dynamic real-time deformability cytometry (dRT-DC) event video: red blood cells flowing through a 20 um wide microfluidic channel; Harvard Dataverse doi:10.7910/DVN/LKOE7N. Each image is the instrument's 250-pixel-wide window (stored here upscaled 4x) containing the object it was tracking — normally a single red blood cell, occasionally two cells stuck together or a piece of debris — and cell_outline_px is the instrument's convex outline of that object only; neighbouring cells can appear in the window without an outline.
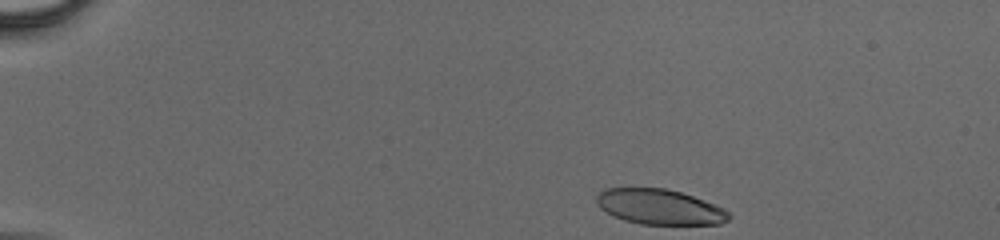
{"species": "human", "species_latin": "Homo sapiens", "temperature_condition": "cold", "stored_images_in_passage": 47, "camera_frame_rate_fps": 3000, "um_per_image_px": 0.085, "donor": {"sex": "male"}, "frame": {"image": 1, "passage_image": 1, "time_ms": 0.0, "image_size_px": [1000, 240], "cell_outline_px": [[732, 216], [728, 220], [720, 224], [640, 224], [624, 220], [612, 216], [600, 208], [596, 204], [596, 196], [604, 188], [668, 188], [704, 200], [724, 208]], "centroid_in_image_um": [56.05, 17.58], "position_along_channel_um": 29.0, "area_um2": 27.28}}
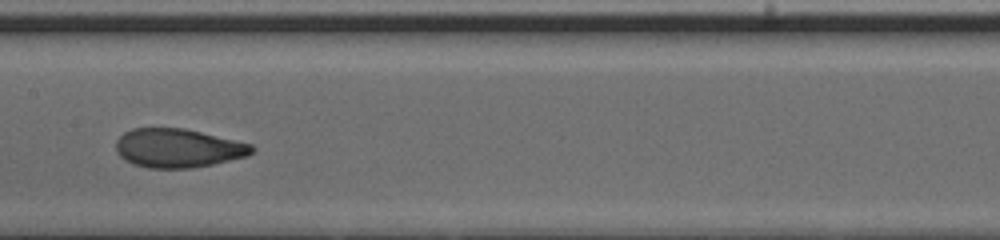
{"frame": {"image": 2, "passage_image": 22, "time_ms": 7.0, "image_size_px": [1000, 240], "cell_outline_px": [[256, 148], [248, 156], [212, 164], [192, 168], [148, 168], [132, 164], [124, 160], [116, 152], [116, 140], [124, 132], [132, 128], [184, 128], [252, 144]], "centroid_in_image_um": [15.11, 12.59], "position_along_channel_um": 192.3, "area_um2": 30.87}}
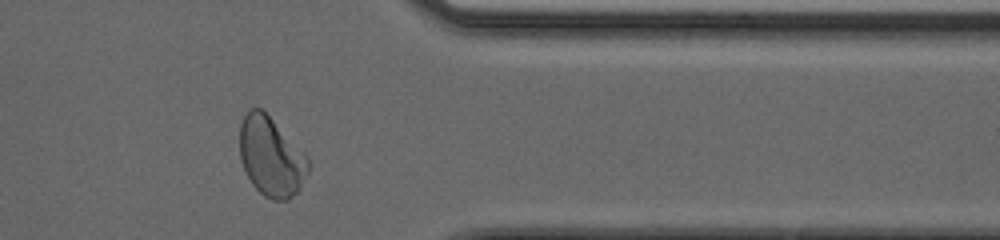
{"frame": {"image": 3, "passage_image": 38, "time_ms": 12.333, "image_size_px": [1000, 240], "cell_outline_px": [[312, 164], [300, 188], [288, 200], [272, 200], [264, 196], [252, 184], [240, 160], [240, 124], [244, 116], [252, 108], [260, 108], [308, 156]], "centroid_in_image_um": [23.06, 13.35], "position_along_channel_um": 388.3, "area_um2": 31.44}}